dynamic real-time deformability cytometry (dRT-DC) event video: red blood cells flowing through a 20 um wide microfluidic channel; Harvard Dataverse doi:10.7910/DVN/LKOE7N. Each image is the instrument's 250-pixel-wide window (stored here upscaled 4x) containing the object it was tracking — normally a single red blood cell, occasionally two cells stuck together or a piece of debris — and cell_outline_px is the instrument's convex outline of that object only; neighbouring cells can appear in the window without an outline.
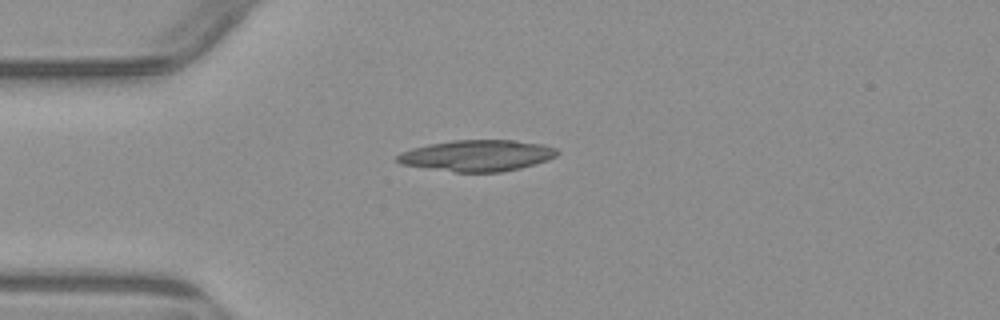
{"species": "common noctule bat (a hibernating species)", "species_latin": "Nyctalus noctula", "temperature_condition": "warm", "stored_images_in_passage": 6, "camera_frame_rate_fps": 3000, "um_per_image_px": 0.085, "animal": {"sex": "male", "body_mass_g": 23.1, "forearm_length_mm": 52.7}, "frame": {"image": 1, "passage_image": 6, "time_ms": 6.0, "image_size_px": [1000, 320], "cell_outline_px": [[560, 152], [556, 156], [548, 160], [520, 168], [500, 172], [456, 172], [400, 164], [396, 160], [396, 156], [400, 152], [412, 148], [428, 144], [452, 140], [512, 140], [544, 144], [556, 148]], "centroid_in_image_um": [40.56, 13.22], "position_along_channel_um": 44.4, "area_um2": 29.19}}